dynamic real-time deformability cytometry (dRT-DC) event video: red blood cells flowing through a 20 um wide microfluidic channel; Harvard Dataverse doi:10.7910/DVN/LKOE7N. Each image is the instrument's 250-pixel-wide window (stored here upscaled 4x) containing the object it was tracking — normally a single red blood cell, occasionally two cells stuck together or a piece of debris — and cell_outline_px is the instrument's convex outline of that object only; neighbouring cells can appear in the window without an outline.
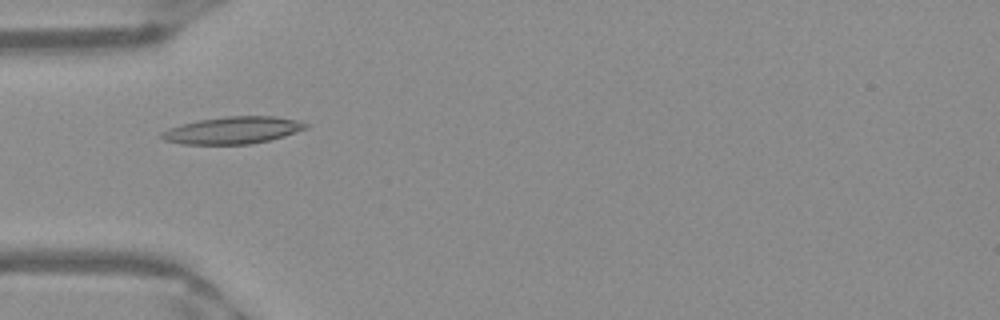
{"species": "Egyptian fruit bat (a non-hibernating species)", "species_latin": "Rousettus aegyptiacus", "temperature_condition": "warm", "stored_images_in_passage": 51, "camera_frame_rate_fps": 3000, "um_per_image_px": 0.085, "frame": {"image": 1, "passage_image": 16, "time_ms": 5.0, "image_size_px": [1000, 320], "cell_outline_px": [[308, 128], [284, 136], [252, 144], [180, 144], [164, 140], [160, 136], [160, 132], [168, 128], [180, 124], [200, 120], [228, 116], [276, 116], [300, 120], [308, 124]], "centroid_in_image_um": [19.79, 11.07], "position_along_channel_um": 65.2, "area_um2": 22.89}}
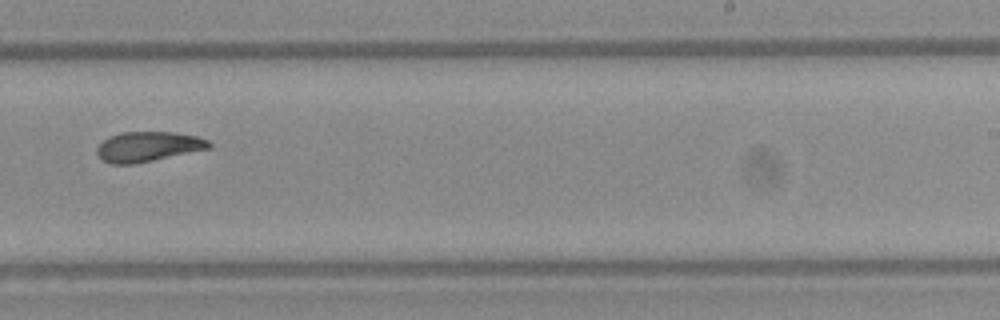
{"frame": {"image": 2, "passage_image": 32, "time_ms": 10.333, "image_size_px": [1000, 320], "cell_outline_px": [[212, 148], [136, 164], [112, 164], [104, 160], [96, 152], [96, 148], [108, 136], [120, 132], [172, 132], [196, 136], [208, 140], [212, 144]], "centroid_in_image_um": [12.6, 12.46], "position_along_channel_um": 276.4, "area_um2": 19.65}}
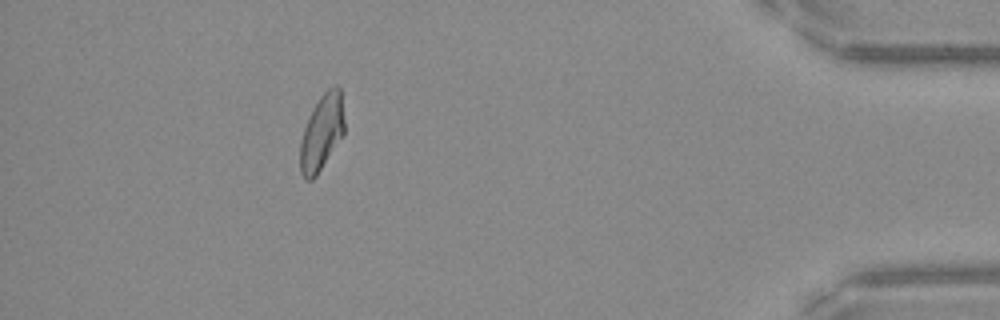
{"frame": {"image": 3, "passage_image": 46, "time_ms": 15.0, "image_size_px": [1000, 320], "cell_outline_px": [[344, 132], [316, 176], [312, 180], [304, 180], [300, 172], [300, 140], [304, 128], [320, 96], [328, 88], [336, 84], [340, 88], [344, 120]], "centroid_in_image_um": [27.33, 11.27], "position_along_channel_um": 407.9, "area_um2": 19.19}, "authors_computed_cell_mechanics": {"area_um2": 20.0566, "velocity_mm_per_s": 3.9588, "shape_relaxation_time_tau1_ms": null, "shape_relaxation_time_tau2_ms": 7.8198, "deformation_change_tau1": null, "deformation_change_tau2": 0.1726}}